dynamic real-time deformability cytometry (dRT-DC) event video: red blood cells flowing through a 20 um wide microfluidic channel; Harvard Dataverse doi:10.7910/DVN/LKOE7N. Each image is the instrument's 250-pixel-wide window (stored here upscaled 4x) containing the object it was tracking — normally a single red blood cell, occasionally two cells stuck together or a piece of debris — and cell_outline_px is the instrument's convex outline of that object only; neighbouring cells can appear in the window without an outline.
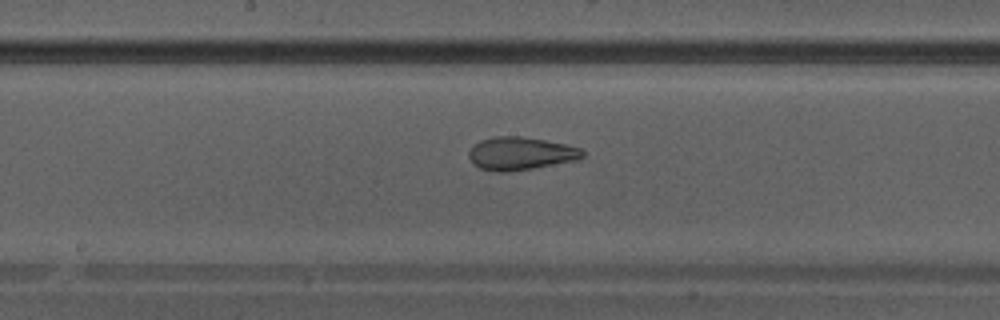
{"species": "Egyptian fruit bat (a non-hibernating species)", "species_latin": "Rousettus aegyptiacus", "temperature_condition": "warm", "stored_images_in_passage": 34, "camera_frame_rate_fps": 3000, "um_per_image_px": 0.085, "animal": {"sex": "male"}, "frame": {"image": 1, "passage_image": 15, "time_ms": 4.667, "image_size_px": [1000, 320], "cell_outline_px": [[584, 156], [576, 160], [532, 168], [508, 172], [496, 172], [480, 168], [468, 156], [468, 152], [480, 140], [492, 136], [520, 136], [544, 140], [564, 144], [580, 148], [584, 152]], "centroid_in_image_um": [44.24, 13.04], "position_along_channel_um": 204.0, "area_um2": 21.56}}
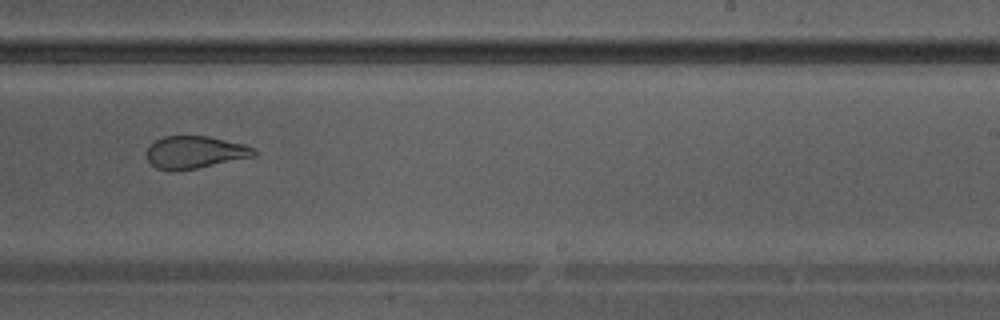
{"frame": {"image": 2, "passage_image": 19, "time_ms": 6.0, "image_size_px": [1000, 320], "cell_outline_px": [[256, 156], [196, 168], [156, 168], [148, 160], [148, 148], [156, 140], [164, 136], [208, 136], [244, 144], [252, 148], [256, 152]], "centroid_in_image_um": [16.62, 12.91], "position_along_channel_um": 272.4, "area_um2": 19.54}}